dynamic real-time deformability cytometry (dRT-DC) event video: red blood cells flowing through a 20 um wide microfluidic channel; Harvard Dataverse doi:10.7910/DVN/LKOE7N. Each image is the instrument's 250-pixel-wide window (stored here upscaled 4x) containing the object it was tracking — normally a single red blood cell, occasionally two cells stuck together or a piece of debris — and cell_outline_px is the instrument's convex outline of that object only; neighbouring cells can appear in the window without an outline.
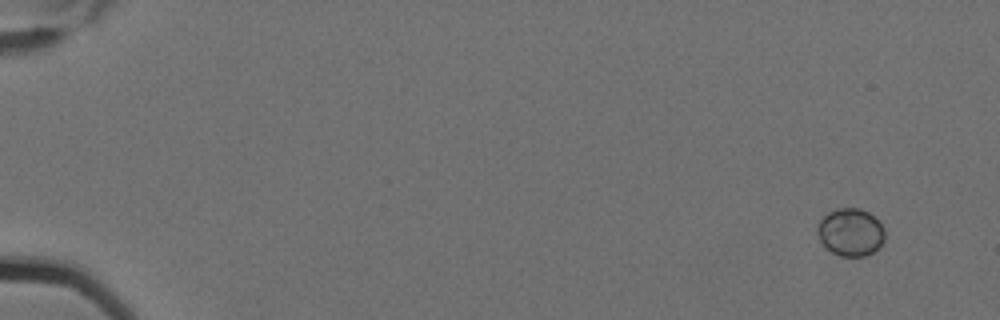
{"species": "Egyptian fruit bat (a non-hibernating species)", "species_latin": "Rousettus aegyptiacus", "temperature_condition": "cold", "stored_images_in_passage": 6, "camera_frame_rate_fps": 3000, "um_per_image_px": 0.085, "animal": {"sex": "female"}, "frame": {"image": 1, "passage_image": 1, "time_ms": 0.0, "image_size_px": [1000, 320], "cell_outline_px": [[884, 240], [872, 252], [864, 256], [840, 256], [832, 252], [820, 240], [816, 232], [816, 228], [820, 220], [828, 212], [836, 208], [860, 208], [868, 212], [884, 228]], "centroid_in_image_um": [72.27, 19.72], "position_along_channel_um": 12.7, "area_um2": 18.5}}
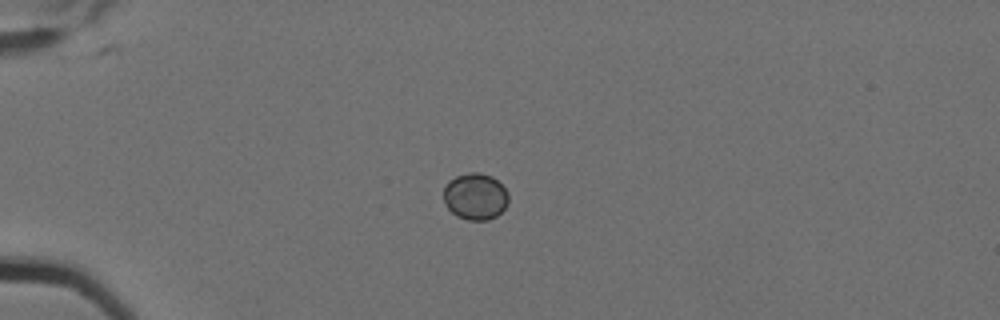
{"frame": {"image": 2, "passage_image": 4, "time_ms": 1.0, "image_size_px": [1000, 320], "cell_outline_px": [[508, 204], [496, 216], [488, 220], [468, 220], [456, 216], [444, 204], [444, 188], [448, 180], [456, 176], [468, 172], [480, 172], [492, 176], [508, 192]], "centroid_in_image_um": [40.39, 16.69], "position_along_channel_um": 44.6, "area_um2": 17.74}}
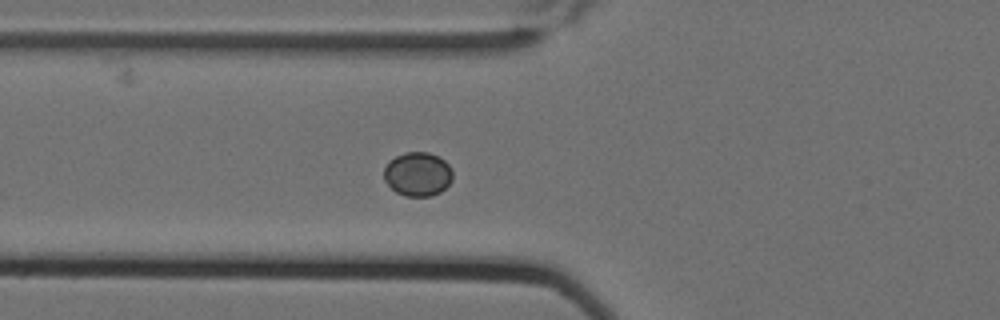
{"frame": {"image": 3, "passage_image": 6, "time_ms": 1.667, "image_size_px": [1000, 320], "cell_outline_px": [[452, 180], [440, 192], [432, 196], [404, 196], [396, 192], [384, 180], [384, 168], [388, 160], [404, 152], [428, 152], [444, 160], [448, 164], [452, 172]], "centroid_in_image_um": [35.48, 14.8], "position_along_channel_um": 90.3, "area_um2": 17.63}}